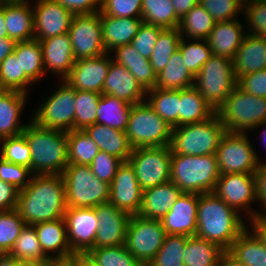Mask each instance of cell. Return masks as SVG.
Masks as SVG:
<instances>
[{"label": "cell", "mask_w": 266, "mask_h": 266, "mask_svg": "<svg viewBox=\"0 0 266 266\" xmlns=\"http://www.w3.org/2000/svg\"><path fill=\"white\" fill-rule=\"evenodd\" d=\"M103 94L122 99L131 105L143 102L147 96L129 70L113 60L103 84Z\"/></svg>", "instance_id": "22"}, {"label": "cell", "mask_w": 266, "mask_h": 266, "mask_svg": "<svg viewBox=\"0 0 266 266\" xmlns=\"http://www.w3.org/2000/svg\"><path fill=\"white\" fill-rule=\"evenodd\" d=\"M262 126L263 128H265L263 131H262V136L261 137H263V142L265 141V146H266V127H264V126H266V120H264V121H262L261 123H259L257 126H256V129H257V127L258 128H260V127Z\"/></svg>", "instance_id": "71"}, {"label": "cell", "mask_w": 266, "mask_h": 266, "mask_svg": "<svg viewBox=\"0 0 266 266\" xmlns=\"http://www.w3.org/2000/svg\"><path fill=\"white\" fill-rule=\"evenodd\" d=\"M61 82L54 94L34 112L32 121L42 128L68 132L75 130L76 89L64 80Z\"/></svg>", "instance_id": "10"}, {"label": "cell", "mask_w": 266, "mask_h": 266, "mask_svg": "<svg viewBox=\"0 0 266 266\" xmlns=\"http://www.w3.org/2000/svg\"><path fill=\"white\" fill-rule=\"evenodd\" d=\"M42 47L44 71L61 75L65 80L75 64L69 34H61L39 41Z\"/></svg>", "instance_id": "23"}, {"label": "cell", "mask_w": 266, "mask_h": 266, "mask_svg": "<svg viewBox=\"0 0 266 266\" xmlns=\"http://www.w3.org/2000/svg\"><path fill=\"white\" fill-rule=\"evenodd\" d=\"M101 95V93L76 90L75 130H84L96 123L97 106Z\"/></svg>", "instance_id": "48"}, {"label": "cell", "mask_w": 266, "mask_h": 266, "mask_svg": "<svg viewBox=\"0 0 266 266\" xmlns=\"http://www.w3.org/2000/svg\"><path fill=\"white\" fill-rule=\"evenodd\" d=\"M250 222L253 233L266 247V225L257 216L255 218L250 219Z\"/></svg>", "instance_id": "64"}, {"label": "cell", "mask_w": 266, "mask_h": 266, "mask_svg": "<svg viewBox=\"0 0 266 266\" xmlns=\"http://www.w3.org/2000/svg\"><path fill=\"white\" fill-rule=\"evenodd\" d=\"M66 209L62 175H33L19 191L16 210L26 225L64 218Z\"/></svg>", "instance_id": "1"}, {"label": "cell", "mask_w": 266, "mask_h": 266, "mask_svg": "<svg viewBox=\"0 0 266 266\" xmlns=\"http://www.w3.org/2000/svg\"><path fill=\"white\" fill-rule=\"evenodd\" d=\"M215 113L216 111L194 87L180 90L179 126L205 121Z\"/></svg>", "instance_id": "34"}, {"label": "cell", "mask_w": 266, "mask_h": 266, "mask_svg": "<svg viewBox=\"0 0 266 266\" xmlns=\"http://www.w3.org/2000/svg\"><path fill=\"white\" fill-rule=\"evenodd\" d=\"M62 176L67 207L94 208L109 202L110 184L99 180L90 165H68Z\"/></svg>", "instance_id": "7"}, {"label": "cell", "mask_w": 266, "mask_h": 266, "mask_svg": "<svg viewBox=\"0 0 266 266\" xmlns=\"http://www.w3.org/2000/svg\"><path fill=\"white\" fill-rule=\"evenodd\" d=\"M2 1H27V0H2Z\"/></svg>", "instance_id": "73"}, {"label": "cell", "mask_w": 266, "mask_h": 266, "mask_svg": "<svg viewBox=\"0 0 266 266\" xmlns=\"http://www.w3.org/2000/svg\"><path fill=\"white\" fill-rule=\"evenodd\" d=\"M213 193L237 212L247 209L245 213L248 214L249 219L257 216L258 212L251 210L252 208L250 207L251 202L254 200L257 202L254 174H220Z\"/></svg>", "instance_id": "15"}, {"label": "cell", "mask_w": 266, "mask_h": 266, "mask_svg": "<svg viewBox=\"0 0 266 266\" xmlns=\"http://www.w3.org/2000/svg\"><path fill=\"white\" fill-rule=\"evenodd\" d=\"M166 232L160 220L130 216L125 246L142 266H148L163 245Z\"/></svg>", "instance_id": "12"}, {"label": "cell", "mask_w": 266, "mask_h": 266, "mask_svg": "<svg viewBox=\"0 0 266 266\" xmlns=\"http://www.w3.org/2000/svg\"><path fill=\"white\" fill-rule=\"evenodd\" d=\"M109 57L106 53L97 57L76 60L64 81L76 90L103 94V84L112 60V57Z\"/></svg>", "instance_id": "20"}, {"label": "cell", "mask_w": 266, "mask_h": 266, "mask_svg": "<svg viewBox=\"0 0 266 266\" xmlns=\"http://www.w3.org/2000/svg\"><path fill=\"white\" fill-rule=\"evenodd\" d=\"M214 25L213 17L198 3L180 19L178 30L183 38L206 40Z\"/></svg>", "instance_id": "39"}, {"label": "cell", "mask_w": 266, "mask_h": 266, "mask_svg": "<svg viewBox=\"0 0 266 266\" xmlns=\"http://www.w3.org/2000/svg\"><path fill=\"white\" fill-rule=\"evenodd\" d=\"M25 225L16 209L0 211V254L9 253Z\"/></svg>", "instance_id": "50"}, {"label": "cell", "mask_w": 266, "mask_h": 266, "mask_svg": "<svg viewBox=\"0 0 266 266\" xmlns=\"http://www.w3.org/2000/svg\"><path fill=\"white\" fill-rule=\"evenodd\" d=\"M142 190L170 181L171 148L167 146L134 148L128 158Z\"/></svg>", "instance_id": "13"}, {"label": "cell", "mask_w": 266, "mask_h": 266, "mask_svg": "<svg viewBox=\"0 0 266 266\" xmlns=\"http://www.w3.org/2000/svg\"><path fill=\"white\" fill-rule=\"evenodd\" d=\"M186 235H166L163 245L148 266H184Z\"/></svg>", "instance_id": "46"}, {"label": "cell", "mask_w": 266, "mask_h": 266, "mask_svg": "<svg viewBox=\"0 0 266 266\" xmlns=\"http://www.w3.org/2000/svg\"><path fill=\"white\" fill-rule=\"evenodd\" d=\"M243 25L236 19L215 22L206 41L212 50V55L223 56L231 60L243 42L247 33Z\"/></svg>", "instance_id": "24"}, {"label": "cell", "mask_w": 266, "mask_h": 266, "mask_svg": "<svg viewBox=\"0 0 266 266\" xmlns=\"http://www.w3.org/2000/svg\"><path fill=\"white\" fill-rule=\"evenodd\" d=\"M243 13L250 30L246 33L266 38V2L262 0H245Z\"/></svg>", "instance_id": "53"}, {"label": "cell", "mask_w": 266, "mask_h": 266, "mask_svg": "<svg viewBox=\"0 0 266 266\" xmlns=\"http://www.w3.org/2000/svg\"><path fill=\"white\" fill-rule=\"evenodd\" d=\"M0 266H16V259L8 253L0 254Z\"/></svg>", "instance_id": "68"}, {"label": "cell", "mask_w": 266, "mask_h": 266, "mask_svg": "<svg viewBox=\"0 0 266 266\" xmlns=\"http://www.w3.org/2000/svg\"><path fill=\"white\" fill-rule=\"evenodd\" d=\"M182 191L172 182L143 190L142 205L139 216L161 220L175 204Z\"/></svg>", "instance_id": "26"}, {"label": "cell", "mask_w": 266, "mask_h": 266, "mask_svg": "<svg viewBox=\"0 0 266 266\" xmlns=\"http://www.w3.org/2000/svg\"><path fill=\"white\" fill-rule=\"evenodd\" d=\"M64 219L71 251L87 254L94 248L98 230L95 208L67 207Z\"/></svg>", "instance_id": "16"}, {"label": "cell", "mask_w": 266, "mask_h": 266, "mask_svg": "<svg viewBox=\"0 0 266 266\" xmlns=\"http://www.w3.org/2000/svg\"><path fill=\"white\" fill-rule=\"evenodd\" d=\"M219 176L216 154H171L170 181L182 192L199 195L213 192Z\"/></svg>", "instance_id": "4"}, {"label": "cell", "mask_w": 266, "mask_h": 266, "mask_svg": "<svg viewBox=\"0 0 266 266\" xmlns=\"http://www.w3.org/2000/svg\"><path fill=\"white\" fill-rule=\"evenodd\" d=\"M263 206H264V212H266L265 211L266 205H263ZM264 212L263 213H261V212L257 213V217L266 225V213L264 214Z\"/></svg>", "instance_id": "72"}, {"label": "cell", "mask_w": 266, "mask_h": 266, "mask_svg": "<svg viewBox=\"0 0 266 266\" xmlns=\"http://www.w3.org/2000/svg\"><path fill=\"white\" fill-rule=\"evenodd\" d=\"M216 115L226 131L247 133L266 120V98L257 97L236 86L217 108Z\"/></svg>", "instance_id": "6"}, {"label": "cell", "mask_w": 266, "mask_h": 266, "mask_svg": "<svg viewBox=\"0 0 266 266\" xmlns=\"http://www.w3.org/2000/svg\"><path fill=\"white\" fill-rule=\"evenodd\" d=\"M113 51L115 58L112 60L129 70L145 91L155 88L157 74L149 59L140 55L131 44L119 46Z\"/></svg>", "instance_id": "30"}, {"label": "cell", "mask_w": 266, "mask_h": 266, "mask_svg": "<svg viewBox=\"0 0 266 266\" xmlns=\"http://www.w3.org/2000/svg\"><path fill=\"white\" fill-rule=\"evenodd\" d=\"M256 197L259 203L266 205V163H260L255 172Z\"/></svg>", "instance_id": "62"}, {"label": "cell", "mask_w": 266, "mask_h": 266, "mask_svg": "<svg viewBox=\"0 0 266 266\" xmlns=\"http://www.w3.org/2000/svg\"><path fill=\"white\" fill-rule=\"evenodd\" d=\"M226 132L216 113L202 122L173 127L169 145L171 154L191 156L216 154Z\"/></svg>", "instance_id": "5"}, {"label": "cell", "mask_w": 266, "mask_h": 266, "mask_svg": "<svg viewBox=\"0 0 266 266\" xmlns=\"http://www.w3.org/2000/svg\"><path fill=\"white\" fill-rule=\"evenodd\" d=\"M0 157L10 163L26 166L31 169V150L23 134L0 139Z\"/></svg>", "instance_id": "51"}, {"label": "cell", "mask_w": 266, "mask_h": 266, "mask_svg": "<svg viewBox=\"0 0 266 266\" xmlns=\"http://www.w3.org/2000/svg\"><path fill=\"white\" fill-rule=\"evenodd\" d=\"M175 13L179 19L185 16L194 6L199 3V0H171Z\"/></svg>", "instance_id": "63"}, {"label": "cell", "mask_w": 266, "mask_h": 266, "mask_svg": "<svg viewBox=\"0 0 266 266\" xmlns=\"http://www.w3.org/2000/svg\"><path fill=\"white\" fill-rule=\"evenodd\" d=\"M123 161L111 154L104 151L94 157L93 162L90 164L91 172L101 181L111 184L118 167Z\"/></svg>", "instance_id": "56"}, {"label": "cell", "mask_w": 266, "mask_h": 266, "mask_svg": "<svg viewBox=\"0 0 266 266\" xmlns=\"http://www.w3.org/2000/svg\"><path fill=\"white\" fill-rule=\"evenodd\" d=\"M8 37L4 17V1L0 4V38Z\"/></svg>", "instance_id": "67"}, {"label": "cell", "mask_w": 266, "mask_h": 266, "mask_svg": "<svg viewBox=\"0 0 266 266\" xmlns=\"http://www.w3.org/2000/svg\"><path fill=\"white\" fill-rule=\"evenodd\" d=\"M162 30L163 28L142 22L138 32L132 39L131 45L140 55L149 59Z\"/></svg>", "instance_id": "57"}, {"label": "cell", "mask_w": 266, "mask_h": 266, "mask_svg": "<svg viewBox=\"0 0 266 266\" xmlns=\"http://www.w3.org/2000/svg\"><path fill=\"white\" fill-rule=\"evenodd\" d=\"M216 157L220 174H255L260 165L246 133L227 131L217 148Z\"/></svg>", "instance_id": "11"}, {"label": "cell", "mask_w": 266, "mask_h": 266, "mask_svg": "<svg viewBox=\"0 0 266 266\" xmlns=\"http://www.w3.org/2000/svg\"><path fill=\"white\" fill-rule=\"evenodd\" d=\"M3 91H5V90L2 88L1 83H0V94H1Z\"/></svg>", "instance_id": "74"}, {"label": "cell", "mask_w": 266, "mask_h": 266, "mask_svg": "<svg viewBox=\"0 0 266 266\" xmlns=\"http://www.w3.org/2000/svg\"><path fill=\"white\" fill-rule=\"evenodd\" d=\"M237 86L233 60L212 55L194 77L193 87L216 111Z\"/></svg>", "instance_id": "9"}, {"label": "cell", "mask_w": 266, "mask_h": 266, "mask_svg": "<svg viewBox=\"0 0 266 266\" xmlns=\"http://www.w3.org/2000/svg\"><path fill=\"white\" fill-rule=\"evenodd\" d=\"M8 254L19 261L45 263L49 259L42 250L33 225H25Z\"/></svg>", "instance_id": "41"}, {"label": "cell", "mask_w": 266, "mask_h": 266, "mask_svg": "<svg viewBox=\"0 0 266 266\" xmlns=\"http://www.w3.org/2000/svg\"><path fill=\"white\" fill-rule=\"evenodd\" d=\"M19 191L14 185L0 180V211L16 209Z\"/></svg>", "instance_id": "60"}, {"label": "cell", "mask_w": 266, "mask_h": 266, "mask_svg": "<svg viewBox=\"0 0 266 266\" xmlns=\"http://www.w3.org/2000/svg\"><path fill=\"white\" fill-rule=\"evenodd\" d=\"M246 266H266V247L246 228L227 250Z\"/></svg>", "instance_id": "36"}, {"label": "cell", "mask_w": 266, "mask_h": 266, "mask_svg": "<svg viewBox=\"0 0 266 266\" xmlns=\"http://www.w3.org/2000/svg\"><path fill=\"white\" fill-rule=\"evenodd\" d=\"M237 86L251 95L266 98V68L240 76Z\"/></svg>", "instance_id": "58"}, {"label": "cell", "mask_w": 266, "mask_h": 266, "mask_svg": "<svg viewBox=\"0 0 266 266\" xmlns=\"http://www.w3.org/2000/svg\"><path fill=\"white\" fill-rule=\"evenodd\" d=\"M143 190L128 161L123 162L110 184L109 202L130 216L137 215L142 205Z\"/></svg>", "instance_id": "17"}, {"label": "cell", "mask_w": 266, "mask_h": 266, "mask_svg": "<svg viewBox=\"0 0 266 266\" xmlns=\"http://www.w3.org/2000/svg\"><path fill=\"white\" fill-rule=\"evenodd\" d=\"M199 194L182 192L170 211L160 220L166 235L195 236Z\"/></svg>", "instance_id": "21"}, {"label": "cell", "mask_w": 266, "mask_h": 266, "mask_svg": "<svg viewBox=\"0 0 266 266\" xmlns=\"http://www.w3.org/2000/svg\"><path fill=\"white\" fill-rule=\"evenodd\" d=\"M22 134L31 150V171L34 175H62L68 164V134L46 129L30 120Z\"/></svg>", "instance_id": "3"}, {"label": "cell", "mask_w": 266, "mask_h": 266, "mask_svg": "<svg viewBox=\"0 0 266 266\" xmlns=\"http://www.w3.org/2000/svg\"><path fill=\"white\" fill-rule=\"evenodd\" d=\"M199 3L213 17L215 22L236 19L243 12V0H199Z\"/></svg>", "instance_id": "52"}, {"label": "cell", "mask_w": 266, "mask_h": 266, "mask_svg": "<svg viewBox=\"0 0 266 266\" xmlns=\"http://www.w3.org/2000/svg\"><path fill=\"white\" fill-rule=\"evenodd\" d=\"M33 11L35 40L68 33L74 15L55 0H37Z\"/></svg>", "instance_id": "18"}, {"label": "cell", "mask_w": 266, "mask_h": 266, "mask_svg": "<svg viewBox=\"0 0 266 266\" xmlns=\"http://www.w3.org/2000/svg\"><path fill=\"white\" fill-rule=\"evenodd\" d=\"M147 103L171 127L179 126L180 90L153 88L146 91Z\"/></svg>", "instance_id": "38"}, {"label": "cell", "mask_w": 266, "mask_h": 266, "mask_svg": "<svg viewBox=\"0 0 266 266\" xmlns=\"http://www.w3.org/2000/svg\"><path fill=\"white\" fill-rule=\"evenodd\" d=\"M172 129L147 101H143L131 106L125 133L133 149L159 147L170 145Z\"/></svg>", "instance_id": "8"}, {"label": "cell", "mask_w": 266, "mask_h": 266, "mask_svg": "<svg viewBox=\"0 0 266 266\" xmlns=\"http://www.w3.org/2000/svg\"><path fill=\"white\" fill-rule=\"evenodd\" d=\"M185 41L187 40L182 37L180 53L187 69L195 76L212 56V50L206 40H196L189 44Z\"/></svg>", "instance_id": "49"}, {"label": "cell", "mask_w": 266, "mask_h": 266, "mask_svg": "<svg viewBox=\"0 0 266 266\" xmlns=\"http://www.w3.org/2000/svg\"><path fill=\"white\" fill-rule=\"evenodd\" d=\"M87 255L98 266H142L136 257L127 250L125 244L93 248Z\"/></svg>", "instance_id": "47"}, {"label": "cell", "mask_w": 266, "mask_h": 266, "mask_svg": "<svg viewBox=\"0 0 266 266\" xmlns=\"http://www.w3.org/2000/svg\"><path fill=\"white\" fill-rule=\"evenodd\" d=\"M16 266H45V263L33 261H19L16 259Z\"/></svg>", "instance_id": "70"}, {"label": "cell", "mask_w": 266, "mask_h": 266, "mask_svg": "<svg viewBox=\"0 0 266 266\" xmlns=\"http://www.w3.org/2000/svg\"><path fill=\"white\" fill-rule=\"evenodd\" d=\"M0 83L4 90L28 94V86L33 82L21 72L20 57L13 51L0 63Z\"/></svg>", "instance_id": "45"}, {"label": "cell", "mask_w": 266, "mask_h": 266, "mask_svg": "<svg viewBox=\"0 0 266 266\" xmlns=\"http://www.w3.org/2000/svg\"><path fill=\"white\" fill-rule=\"evenodd\" d=\"M27 94L5 90L0 94V139L22 134L27 124L20 123Z\"/></svg>", "instance_id": "29"}, {"label": "cell", "mask_w": 266, "mask_h": 266, "mask_svg": "<svg viewBox=\"0 0 266 266\" xmlns=\"http://www.w3.org/2000/svg\"><path fill=\"white\" fill-rule=\"evenodd\" d=\"M84 131L97 144L100 151L116 156L123 162L128 161L133 148L125 131L97 123L86 127Z\"/></svg>", "instance_id": "31"}, {"label": "cell", "mask_w": 266, "mask_h": 266, "mask_svg": "<svg viewBox=\"0 0 266 266\" xmlns=\"http://www.w3.org/2000/svg\"><path fill=\"white\" fill-rule=\"evenodd\" d=\"M220 266H246L235 257H233L228 251L222 253L220 259Z\"/></svg>", "instance_id": "66"}, {"label": "cell", "mask_w": 266, "mask_h": 266, "mask_svg": "<svg viewBox=\"0 0 266 266\" xmlns=\"http://www.w3.org/2000/svg\"><path fill=\"white\" fill-rule=\"evenodd\" d=\"M80 266H98L87 254L80 259Z\"/></svg>", "instance_id": "69"}, {"label": "cell", "mask_w": 266, "mask_h": 266, "mask_svg": "<svg viewBox=\"0 0 266 266\" xmlns=\"http://www.w3.org/2000/svg\"><path fill=\"white\" fill-rule=\"evenodd\" d=\"M43 252L48 256H63L72 253L64 218L33 225ZM53 253L50 255V253Z\"/></svg>", "instance_id": "32"}, {"label": "cell", "mask_w": 266, "mask_h": 266, "mask_svg": "<svg viewBox=\"0 0 266 266\" xmlns=\"http://www.w3.org/2000/svg\"><path fill=\"white\" fill-rule=\"evenodd\" d=\"M27 1H4L8 37L15 42L34 39V11Z\"/></svg>", "instance_id": "25"}, {"label": "cell", "mask_w": 266, "mask_h": 266, "mask_svg": "<svg viewBox=\"0 0 266 266\" xmlns=\"http://www.w3.org/2000/svg\"><path fill=\"white\" fill-rule=\"evenodd\" d=\"M73 15L94 14L101 10V0H55ZM97 6V7H96Z\"/></svg>", "instance_id": "59"}, {"label": "cell", "mask_w": 266, "mask_h": 266, "mask_svg": "<svg viewBox=\"0 0 266 266\" xmlns=\"http://www.w3.org/2000/svg\"><path fill=\"white\" fill-rule=\"evenodd\" d=\"M181 39L178 28L163 29L160 32L149 58L156 74H159L167 66L172 54L179 49Z\"/></svg>", "instance_id": "44"}, {"label": "cell", "mask_w": 266, "mask_h": 266, "mask_svg": "<svg viewBox=\"0 0 266 266\" xmlns=\"http://www.w3.org/2000/svg\"><path fill=\"white\" fill-rule=\"evenodd\" d=\"M131 106V104L122 99L102 94L97 106L96 123L125 131Z\"/></svg>", "instance_id": "37"}, {"label": "cell", "mask_w": 266, "mask_h": 266, "mask_svg": "<svg viewBox=\"0 0 266 266\" xmlns=\"http://www.w3.org/2000/svg\"><path fill=\"white\" fill-rule=\"evenodd\" d=\"M94 208L95 215L98 218L94 248L125 244L130 215L119 210L110 202L102 203Z\"/></svg>", "instance_id": "19"}, {"label": "cell", "mask_w": 266, "mask_h": 266, "mask_svg": "<svg viewBox=\"0 0 266 266\" xmlns=\"http://www.w3.org/2000/svg\"><path fill=\"white\" fill-rule=\"evenodd\" d=\"M142 20L145 23L163 28H178L177 17L171 0H143Z\"/></svg>", "instance_id": "42"}, {"label": "cell", "mask_w": 266, "mask_h": 266, "mask_svg": "<svg viewBox=\"0 0 266 266\" xmlns=\"http://www.w3.org/2000/svg\"><path fill=\"white\" fill-rule=\"evenodd\" d=\"M14 52L16 57H20L21 72L33 83L44 76L42 47L38 40L16 42Z\"/></svg>", "instance_id": "40"}, {"label": "cell", "mask_w": 266, "mask_h": 266, "mask_svg": "<svg viewBox=\"0 0 266 266\" xmlns=\"http://www.w3.org/2000/svg\"><path fill=\"white\" fill-rule=\"evenodd\" d=\"M16 42L9 37L0 38V63L14 51Z\"/></svg>", "instance_id": "65"}, {"label": "cell", "mask_w": 266, "mask_h": 266, "mask_svg": "<svg viewBox=\"0 0 266 266\" xmlns=\"http://www.w3.org/2000/svg\"><path fill=\"white\" fill-rule=\"evenodd\" d=\"M236 79L266 68V38L246 34L233 59Z\"/></svg>", "instance_id": "27"}, {"label": "cell", "mask_w": 266, "mask_h": 266, "mask_svg": "<svg viewBox=\"0 0 266 266\" xmlns=\"http://www.w3.org/2000/svg\"><path fill=\"white\" fill-rule=\"evenodd\" d=\"M143 0H101V15L112 17H141Z\"/></svg>", "instance_id": "54"}, {"label": "cell", "mask_w": 266, "mask_h": 266, "mask_svg": "<svg viewBox=\"0 0 266 266\" xmlns=\"http://www.w3.org/2000/svg\"><path fill=\"white\" fill-rule=\"evenodd\" d=\"M102 37L106 53L125 44H131L143 20L142 17H112L101 15Z\"/></svg>", "instance_id": "28"}, {"label": "cell", "mask_w": 266, "mask_h": 266, "mask_svg": "<svg viewBox=\"0 0 266 266\" xmlns=\"http://www.w3.org/2000/svg\"><path fill=\"white\" fill-rule=\"evenodd\" d=\"M224 251L214 242L196 235L189 236L183 250L184 266H220Z\"/></svg>", "instance_id": "33"}, {"label": "cell", "mask_w": 266, "mask_h": 266, "mask_svg": "<svg viewBox=\"0 0 266 266\" xmlns=\"http://www.w3.org/2000/svg\"><path fill=\"white\" fill-rule=\"evenodd\" d=\"M68 34L75 60L106 54L100 12L74 15Z\"/></svg>", "instance_id": "14"}, {"label": "cell", "mask_w": 266, "mask_h": 266, "mask_svg": "<svg viewBox=\"0 0 266 266\" xmlns=\"http://www.w3.org/2000/svg\"><path fill=\"white\" fill-rule=\"evenodd\" d=\"M84 253L72 252L63 256H51L45 266H80V259Z\"/></svg>", "instance_id": "61"}, {"label": "cell", "mask_w": 266, "mask_h": 266, "mask_svg": "<svg viewBox=\"0 0 266 266\" xmlns=\"http://www.w3.org/2000/svg\"><path fill=\"white\" fill-rule=\"evenodd\" d=\"M246 228L239 212L213 192L199 195L197 237L214 242L227 251Z\"/></svg>", "instance_id": "2"}, {"label": "cell", "mask_w": 266, "mask_h": 266, "mask_svg": "<svg viewBox=\"0 0 266 266\" xmlns=\"http://www.w3.org/2000/svg\"><path fill=\"white\" fill-rule=\"evenodd\" d=\"M68 164L90 165L99 147L84 130L68 131Z\"/></svg>", "instance_id": "43"}, {"label": "cell", "mask_w": 266, "mask_h": 266, "mask_svg": "<svg viewBox=\"0 0 266 266\" xmlns=\"http://www.w3.org/2000/svg\"><path fill=\"white\" fill-rule=\"evenodd\" d=\"M194 75L187 69L180 49L170 57L167 66L157 74L156 88L162 90H181L193 87Z\"/></svg>", "instance_id": "35"}, {"label": "cell", "mask_w": 266, "mask_h": 266, "mask_svg": "<svg viewBox=\"0 0 266 266\" xmlns=\"http://www.w3.org/2000/svg\"><path fill=\"white\" fill-rule=\"evenodd\" d=\"M33 175L30 168L10 163L0 157V180L14 185L18 190L24 189L30 183Z\"/></svg>", "instance_id": "55"}]
</instances>
